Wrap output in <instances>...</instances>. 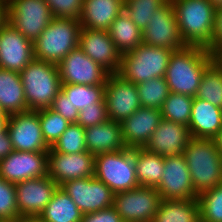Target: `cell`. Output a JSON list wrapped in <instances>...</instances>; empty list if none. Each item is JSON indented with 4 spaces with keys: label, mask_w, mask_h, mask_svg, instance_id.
I'll return each mask as SVG.
<instances>
[{
    "label": "cell",
    "mask_w": 222,
    "mask_h": 222,
    "mask_svg": "<svg viewBox=\"0 0 222 222\" xmlns=\"http://www.w3.org/2000/svg\"><path fill=\"white\" fill-rule=\"evenodd\" d=\"M216 58L200 46L173 51L164 78L170 92L195 97L206 68Z\"/></svg>",
    "instance_id": "1"
},
{
    "label": "cell",
    "mask_w": 222,
    "mask_h": 222,
    "mask_svg": "<svg viewBox=\"0 0 222 222\" xmlns=\"http://www.w3.org/2000/svg\"><path fill=\"white\" fill-rule=\"evenodd\" d=\"M171 3L184 43L207 48L213 35L216 7L209 0H171Z\"/></svg>",
    "instance_id": "2"
},
{
    "label": "cell",
    "mask_w": 222,
    "mask_h": 222,
    "mask_svg": "<svg viewBox=\"0 0 222 222\" xmlns=\"http://www.w3.org/2000/svg\"><path fill=\"white\" fill-rule=\"evenodd\" d=\"M183 154L198 195L222 183V156L215 139L192 137Z\"/></svg>",
    "instance_id": "3"
},
{
    "label": "cell",
    "mask_w": 222,
    "mask_h": 222,
    "mask_svg": "<svg viewBox=\"0 0 222 222\" xmlns=\"http://www.w3.org/2000/svg\"><path fill=\"white\" fill-rule=\"evenodd\" d=\"M19 74L28 111L50 108L62 86L58 65L34 58Z\"/></svg>",
    "instance_id": "4"
},
{
    "label": "cell",
    "mask_w": 222,
    "mask_h": 222,
    "mask_svg": "<svg viewBox=\"0 0 222 222\" xmlns=\"http://www.w3.org/2000/svg\"><path fill=\"white\" fill-rule=\"evenodd\" d=\"M81 28L79 20L53 17L33 42L35 59L58 65L67 54L78 47Z\"/></svg>",
    "instance_id": "5"
},
{
    "label": "cell",
    "mask_w": 222,
    "mask_h": 222,
    "mask_svg": "<svg viewBox=\"0 0 222 222\" xmlns=\"http://www.w3.org/2000/svg\"><path fill=\"white\" fill-rule=\"evenodd\" d=\"M172 52L167 48L141 43L134 50L121 55L117 74L136 85L156 77H164Z\"/></svg>",
    "instance_id": "6"
},
{
    "label": "cell",
    "mask_w": 222,
    "mask_h": 222,
    "mask_svg": "<svg viewBox=\"0 0 222 222\" xmlns=\"http://www.w3.org/2000/svg\"><path fill=\"white\" fill-rule=\"evenodd\" d=\"M94 177L114 193L139 187L134 163V149L126 148L95 156Z\"/></svg>",
    "instance_id": "7"
},
{
    "label": "cell",
    "mask_w": 222,
    "mask_h": 222,
    "mask_svg": "<svg viewBox=\"0 0 222 222\" xmlns=\"http://www.w3.org/2000/svg\"><path fill=\"white\" fill-rule=\"evenodd\" d=\"M53 16L45 0H9L7 22L34 42Z\"/></svg>",
    "instance_id": "8"
},
{
    "label": "cell",
    "mask_w": 222,
    "mask_h": 222,
    "mask_svg": "<svg viewBox=\"0 0 222 222\" xmlns=\"http://www.w3.org/2000/svg\"><path fill=\"white\" fill-rule=\"evenodd\" d=\"M161 200L156 188L139 186L115 193L112 207L124 222H152Z\"/></svg>",
    "instance_id": "9"
},
{
    "label": "cell",
    "mask_w": 222,
    "mask_h": 222,
    "mask_svg": "<svg viewBox=\"0 0 222 222\" xmlns=\"http://www.w3.org/2000/svg\"><path fill=\"white\" fill-rule=\"evenodd\" d=\"M60 187L83 214L97 212L113 205L115 193L94 176L69 180Z\"/></svg>",
    "instance_id": "10"
},
{
    "label": "cell",
    "mask_w": 222,
    "mask_h": 222,
    "mask_svg": "<svg viewBox=\"0 0 222 222\" xmlns=\"http://www.w3.org/2000/svg\"><path fill=\"white\" fill-rule=\"evenodd\" d=\"M143 43L172 51L187 46L181 37L171 0L154 11L152 20L143 31Z\"/></svg>",
    "instance_id": "11"
},
{
    "label": "cell",
    "mask_w": 222,
    "mask_h": 222,
    "mask_svg": "<svg viewBox=\"0 0 222 222\" xmlns=\"http://www.w3.org/2000/svg\"><path fill=\"white\" fill-rule=\"evenodd\" d=\"M7 132L15 151L48 152L44 141L38 111H26L9 116Z\"/></svg>",
    "instance_id": "12"
},
{
    "label": "cell",
    "mask_w": 222,
    "mask_h": 222,
    "mask_svg": "<svg viewBox=\"0 0 222 222\" xmlns=\"http://www.w3.org/2000/svg\"><path fill=\"white\" fill-rule=\"evenodd\" d=\"M156 190L164 200L198 199L184 154L164 157V170Z\"/></svg>",
    "instance_id": "13"
},
{
    "label": "cell",
    "mask_w": 222,
    "mask_h": 222,
    "mask_svg": "<svg viewBox=\"0 0 222 222\" xmlns=\"http://www.w3.org/2000/svg\"><path fill=\"white\" fill-rule=\"evenodd\" d=\"M105 102L108 119L121 123L141 107L137 86L117 73L105 81Z\"/></svg>",
    "instance_id": "14"
},
{
    "label": "cell",
    "mask_w": 222,
    "mask_h": 222,
    "mask_svg": "<svg viewBox=\"0 0 222 222\" xmlns=\"http://www.w3.org/2000/svg\"><path fill=\"white\" fill-rule=\"evenodd\" d=\"M62 84L105 85L108 72L78 46L58 64Z\"/></svg>",
    "instance_id": "15"
},
{
    "label": "cell",
    "mask_w": 222,
    "mask_h": 222,
    "mask_svg": "<svg viewBox=\"0 0 222 222\" xmlns=\"http://www.w3.org/2000/svg\"><path fill=\"white\" fill-rule=\"evenodd\" d=\"M48 176V152L13 151L0 160V177L11 183Z\"/></svg>",
    "instance_id": "16"
},
{
    "label": "cell",
    "mask_w": 222,
    "mask_h": 222,
    "mask_svg": "<svg viewBox=\"0 0 222 222\" xmlns=\"http://www.w3.org/2000/svg\"><path fill=\"white\" fill-rule=\"evenodd\" d=\"M58 184L49 176L15 183L20 217H38L52 198Z\"/></svg>",
    "instance_id": "17"
},
{
    "label": "cell",
    "mask_w": 222,
    "mask_h": 222,
    "mask_svg": "<svg viewBox=\"0 0 222 222\" xmlns=\"http://www.w3.org/2000/svg\"><path fill=\"white\" fill-rule=\"evenodd\" d=\"M95 156L90 152L66 154L55 152L51 147L48 151V176L58 186L69 180L94 176Z\"/></svg>",
    "instance_id": "18"
},
{
    "label": "cell",
    "mask_w": 222,
    "mask_h": 222,
    "mask_svg": "<svg viewBox=\"0 0 222 222\" xmlns=\"http://www.w3.org/2000/svg\"><path fill=\"white\" fill-rule=\"evenodd\" d=\"M33 42L11 24L0 26V68L20 73L34 59Z\"/></svg>",
    "instance_id": "19"
},
{
    "label": "cell",
    "mask_w": 222,
    "mask_h": 222,
    "mask_svg": "<svg viewBox=\"0 0 222 222\" xmlns=\"http://www.w3.org/2000/svg\"><path fill=\"white\" fill-rule=\"evenodd\" d=\"M78 46L109 74L119 71L121 54L116 49L108 30L81 28Z\"/></svg>",
    "instance_id": "20"
},
{
    "label": "cell",
    "mask_w": 222,
    "mask_h": 222,
    "mask_svg": "<svg viewBox=\"0 0 222 222\" xmlns=\"http://www.w3.org/2000/svg\"><path fill=\"white\" fill-rule=\"evenodd\" d=\"M192 136L188 126L163 119L143 148L163 157L184 153Z\"/></svg>",
    "instance_id": "21"
},
{
    "label": "cell",
    "mask_w": 222,
    "mask_h": 222,
    "mask_svg": "<svg viewBox=\"0 0 222 222\" xmlns=\"http://www.w3.org/2000/svg\"><path fill=\"white\" fill-rule=\"evenodd\" d=\"M162 120L161 109L138 108L121 122L123 140L127 148H143Z\"/></svg>",
    "instance_id": "22"
},
{
    "label": "cell",
    "mask_w": 222,
    "mask_h": 222,
    "mask_svg": "<svg viewBox=\"0 0 222 222\" xmlns=\"http://www.w3.org/2000/svg\"><path fill=\"white\" fill-rule=\"evenodd\" d=\"M188 128L194 138L215 139L222 129V109L194 97Z\"/></svg>",
    "instance_id": "23"
},
{
    "label": "cell",
    "mask_w": 222,
    "mask_h": 222,
    "mask_svg": "<svg viewBox=\"0 0 222 222\" xmlns=\"http://www.w3.org/2000/svg\"><path fill=\"white\" fill-rule=\"evenodd\" d=\"M85 144L93 156L127 148L122 136L121 123L110 119L85 128Z\"/></svg>",
    "instance_id": "24"
},
{
    "label": "cell",
    "mask_w": 222,
    "mask_h": 222,
    "mask_svg": "<svg viewBox=\"0 0 222 222\" xmlns=\"http://www.w3.org/2000/svg\"><path fill=\"white\" fill-rule=\"evenodd\" d=\"M124 0H83L82 28L108 30L123 11Z\"/></svg>",
    "instance_id": "25"
},
{
    "label": "cell",
    "mask_w": 222,
    "mask_h": 222,
    "mask_svg": "<svg viewBox=\"0 0 222 222\" xmlns=\"http://www.w3.org/2000/svg\"><path fill=\"white\" fill-rule=\"evenodd\" d=\"M0 107L8 115L28 111L20 74L0 68Z\"/></svg>",
    "instance_id": "26"
},
{
    "label": "cell",
    "mask_w": 222,
    "mask_h": 222,
    "mask_svg": "<svg viewBox=\"0 0 222 222\" xmlns=\"http://www.w3.org/2000/svg\"><path fill=\"white\" fill-rule=\"evenodd\" d=\"M152 222H201L198 199H162Z\"/></svg>",
    "instance_id": "27"
},
{
    "label": "cell",
    "mask_w": 222,
    "mask_h": 222,
    "mask_svg": "<svg viewBox=\"0 0 222 222\" xmlns=\"http://www.w3.org/2000/svg\"><path fill=\"white\" fill-rule=\"evenodd\" d=\"M134 163L139 186L157 188L164 172V157L144 148H135Z\"/></svg>",
    "instance_id": "28"
},
{
    "label": "cell",
    "mask_w": 222,
    "mask_h": 222,
    "mask_svg": "<svg viewBox=\"0 0 222 222\" xmlns=\"http://www.w3.org/2000/svg\"><path fill=\"white\" fill-rule=\"evenodd\" d=\"M38 217L43 222H80L83 213L70 196L58 186L51 200Z\"/></svg>",
    "instance_id": "29"
},
{
    "label": "cell",
    "mask_w": 222,
    "mask_h": 222,
    "mask_svg": "<svg viewBox=\"0 0 222 222\" xmlns=\"http://www.w3.org/2000/svg\"><path fill=\"white\" fill-rule=\"evenodd\" d=\"M108 33L121 55L134 50L143 43V32L124 11L112 22Z\"/></svg>",
    "instance_id": "30"
},
{
    "label": "cell",
    "mask_w": 222,
    "mask_h": 222,
    "mask_svg": "<svg viewBox=\"0 0 222 222\" xmlns=\"http://www.w3.org/2000/svg\"><path fill=\"white\" fill-rule=\"evenodd\" d=\"M195 97L222 109V64L217 59L203 73Z\"/></svg>",
    "instance_id": "31"
},
{
    "label": "cell",
    "mask_w": 222,
    "mask_h": 222,
    "mask_svg": "<svg viewBox=\"0 0 222 222\" xmlns=\"http://www.w3.org/2000/svg\"><path fill=\"white\" fill-rule=\"evenodd\" d=\"M61 92L78 111L105 101V85L62 84Z\"/></svg>",
    "instance_id": "32"
},
{
    "label": "cell",
    "mask_w": 222,
    "mask_h": 222,
    "mask_svg": "<svg viewBox=\"0 0 222 222\" xmlns=\"http://www.w3.org/2000/svg\"><path fill=\"white\" fill-rule=\"evenodd\" d=\"M194 97L170 92L161 108L163 119L189 125Z\"/></svg>",
    "instance_id": "33"
},
{
    "label": "cell",
    "mask_w": 222,
    "mask_h": 222,
    "mask_svg": "<svg viewBox=\"0 0 222 222\" xmlns=\"http://www.w3.org/2000/svg\"><path fill=\"white\" fill-rule=\"evenodd\" d=\"M136 86L140 105L144 108L161 109L170 93L164 77H156Z\"/></svg>",
    "instance_id": "34"
},
{
    "label": "cell",
    "mask_w": 222,
    "mask_h": 222,
    "mask_svg": "<svg viewBox=\"0 0 222 222\" xmlns=\"http://www.w3.org/2000/svg\"><path fill=\"white\" fill-rule=\"evenodd\" d=\"M168 0H124L123 11L143 32L152 20L154 11Z\"/></svg>",
    "instance_id": "35"
},
{
    "label": "cell",
    "mask_w": 222,
    "mask_h": 222,
    "mask_svg": "<svg viewBox=\"0 0 222 222\" xmlns=\"http://www.w3.org/2000/svg\"><path fill=\"white\" fill-rule=\"evenodd\" d=\"M201 222H222V183L198 195Z\"/></svg>",
    "instance_id": "36"
},
{
    "label": "cell",
    "mask_w": 222,
    "mask_h": 222,
    "mask_svg": "<svg viewBox=\"0 0 222 222\" xmlns=\"http://www.w3.org/2000/svg\"><path fill=\"white\" fill-rule=\"evenodd\" d=\"M42 136L49 147H52L64 133L70 123L50 108L39 110Z\"/></svg>",
    "instance_id": "37"
},
{
    "label": "cell",
    "mask_w": 222,
    "mask_h": 222,
    "mask_svg": "<svg viewBox=\"0 0 222 222\" xmlns=\"http://www.w3.org/2000/svg\"><path fill=\"white\" fill-rule=\"evenodd\" d=\"M51 148L55 152L66 154L88 151L85 144V128L71 123Z\"/></svg>",
    "instance_id": "38"
},
{
    "label": "cell",
    "mask_w": 222,
    "mask_h": 222,
    "mask_svg": "<svg viewBox=\"0 0 222 222\" xmlns=\"http://www.w3.org/2000/svg\"><path fill=\"white\" fill-rule=\"evenodd\" d=\"M18 217L15 183L0 177V221L14 222Z\"/></svg>",
    "instance_id": "39"
},
{
    "label": "cell",
    "mask_w": 222,
    "mask_h": 222,
    "mask_svg": "<svg viewBox=\"0 0 222 222\" xmlns=\"http://www.w3.org/2000/svg\"><path fill=\"white\" fill-rule=\"evenodd\" d=\"M51 14L56 18L79 20L83 9V0H45Z\"/></svg>",
    "instance_id": "40"
},
{
    "label": "cell",
    "mask_w": 222,
    "mask_h": 222,
    "mask_svg": "<svg viewBox=\"0 0 222 222\" xmlns=\"http://www.w3.org/2000/svg\"><path fill=\"white\" fill-rule=\"evenodd\" d=\"M107 120L108 115L106 109V102L99 101L79 111L77 124L81 125L83 128H88L104 123Z\"/></svg>",
    "instance_id": "41"
},
{
    "label": "cell",
    "mask_w": 222,
    "mask_h": 222,
    "mask_svg": "<svg viewBox=\"0 0 222 222\" xmlns=\"http://www.w3.org/2000/svg\"><path fill=\"white\" fill-rule=\"evenodd\" d=\"M50 109L60 114L70 124L77 123L79 111L70 103L67 97L60 91L54 98Z\"/></svg>",
    "instance_id": "42"
},
{
    "label": "cell",
    "mask_w": 222,
    "mask_h": 222,
    "mask_svg": "<svg viewBox=\"0 0 222 222\" xmlns=\"http://www.w3.org/2000/svg\"><path fill=\"white\" fill-rule=\"evenodd\" d=\"M215 58L222 53V7L216 8L213 35L206 48Z\"/></svg>",
    "instance_id": "43"
},
{
    "label": "cell",
    "mask_w": 222,
    "mask_h": 222,
    "mask_svg": "<svg viewBox=\"0 0 222 222\" xmlns=\"http://www.w3.org/2000/svg\"><path fill=\"white\" fill-rule=\"evenodd\" d=\"M80 222H124L122 217L111 206L88 214H83Z\"/></svg>",
    "instance_id": "44"
},
{
    "label": "cell",
    "mask_w": 222,
    "mask_h": 222,
    "mask_svg": "<svg viewBox=\"0 0 222 222\" xmlns=\"http://www.w3.org/2000/svg\"><path fill=\"white\" fill-rule=\"evenodd\" d=\"M14 151L8 132L0 134V160Z\"/></svg>",
    "instance_id": "45"
},
{
    "label": "cell",
    "mask_w": 222,
    "mask_h": 222,
    "mask_svg": "<svg viewBox=\"0 0 222 222\" xmlns=\"http://www.w3.org/2000/svg\"><path fill=\"white\" fill-rule=\"evenodd\" d=\"M8 17V2L0 0V26L7 22Z\"/></svg>",
    "instance_id": "46"
},
{
    "label": "cell",
    "mask_w": 222,
    "mask_h": 222,
    "mask_svg": "<svg viewBox=\"0 0 222 222\" xmlns=\"http://www.w3.org/2000/svg\"><path fill=\"white\" fill-rule=\"evenodd\" d=\"M10 115H0V134L7 131V124Z\"/></svg>",
    "instance_id": "47"
},
{
    "label": "cell",
    "mask_w": 222,
    "mask_h": 222,
    "mask_svg": "<svg viewBox=\"0 0 222 222\" xmlns=\"http://www.w3.org/2000/svg\"><path fill=\"white\" fill-rule=\"evenodd\" d=\"M14 222H43L39 217H18Z\"/></svg>",
    "instance_id": "48"
},
{
    "label": "cell",
    "mask_w": 222,
    "mask_h": 222,
    "mask_svg": "<svg viewBox=\"0 0 222 222\" xmlns=\"http://www.w3.org/2000/svg\"><path fill=\"white\" fill-rule=\"evenodd\" d=\"M216 144L218 146V150L221 153L222 156V129L220 130L219 134L215 138Z\"/></svg>",
    "instance_id": "49"
},
{
    "label": "cell",
    "mask_w": 222,
    "mask_h": 222,
    "mask_svg": "<svg viewBox=\"0 0 222 222\" xmlns=\"http://www.w3.org/2000/svg\"><path fill=\"white\" fill-rule=\"evenodd\" d=\"M216 8L222 7V0H209Z\"/></svg>",
    "instance_id": "50"
},
{
    "label": "cell",
    "mask_w": 222,
    "mask_h": 222,
    "mask_svg": "<svg viewBox=\"0 0 222 222\" xmlns=\"http://www.w3.org/2000/svg\"><path fill=\"white\" fill-rule=\"evenodd\" d=\"M216 59L222 64V53Z\"/></svg>",
    "instance_id": "51"
},
{
    "label": "cell",
    "mask_w": 222,
    "mask_h": 222,
    "mask_svg": "<svg viewBox=\"0 0 222 222\" xmlns=\"http://www.w3.org/2000/svg\"><path fill=\"white\" fill-rule=\"evenodd\" d=\"M0 115H8V114L5 113V112L1 109V107H0Z\"/></svg>",
    "instance_id": "52"
}]
</instances>
